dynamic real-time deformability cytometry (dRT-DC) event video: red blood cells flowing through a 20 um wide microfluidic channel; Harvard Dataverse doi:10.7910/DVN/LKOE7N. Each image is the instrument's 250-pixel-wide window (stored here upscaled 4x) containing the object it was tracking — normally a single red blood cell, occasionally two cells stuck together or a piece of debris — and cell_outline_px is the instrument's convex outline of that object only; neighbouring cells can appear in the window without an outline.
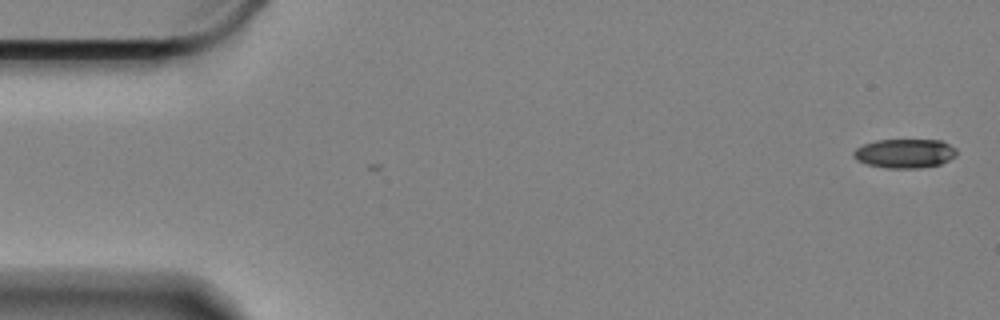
{"species": "Egyptian fruit bat (a non-hibernating species)", "species_latin": "Rousettus aegyptiacus", "temperature_condition": "cold", "stored_images_in_passage": 2, "camera_frame_rate_fps": 3000, "um_per_image_px": 0.085, "animal": {"sex": "female"}, "frame": {"image": 1, "passage_image": 1, "time_ms": 0.0, "image_size_px": [1000, 320], "cell_outline_px": [[956, 156], [940, 164], [920, 168], [888, 168], [868, 164], [856, 160], [852, 156], [852, 152], [856, 148], [864, 144], [876, 140], [940, 140], [956, 148]], "centroid_in_image_um": [76.89, 13.04], "position_along_channel_um": 8.1, "area_um2": 17.46}}